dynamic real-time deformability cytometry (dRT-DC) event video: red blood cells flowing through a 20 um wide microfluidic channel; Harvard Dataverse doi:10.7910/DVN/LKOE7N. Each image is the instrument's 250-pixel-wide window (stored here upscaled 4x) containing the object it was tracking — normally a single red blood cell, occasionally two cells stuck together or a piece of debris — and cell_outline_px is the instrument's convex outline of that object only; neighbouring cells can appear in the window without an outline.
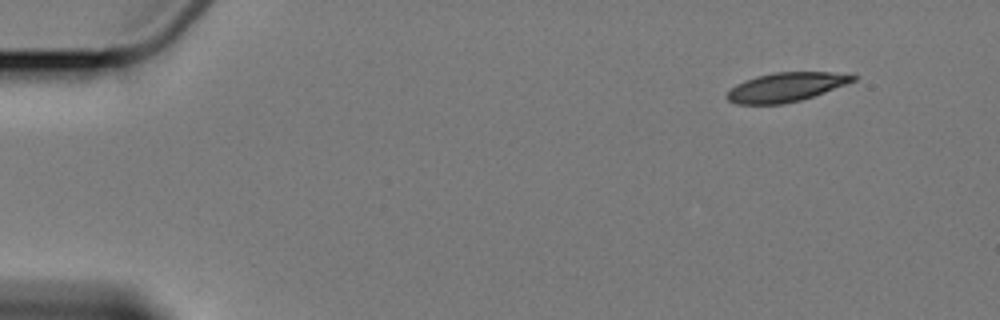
{"species": "Egyptian fruit bat (a non-hibernating species)", "species_latin": "Rousettus aegyptiacus", "temperature_condition": "cold", "stored_images_in_passage": 9, "camera_frame_rate_fps": 3000, "um_per_image_px": 0.085, "animal": {"sex": "female"}, "frame": {"image": 1, "passage_image": 1, "time_ms": 0.0, "image_size_px": [1000, 320], "cell_outline_px": [[860, 76], [856, 80], [824, 92], [800, 100], [784, 104], [736, 104], [728, 100], [724, 96], [736, 84], [744, 80], [756, 76], [776, 72], [832, 72]], "centroid_in_image_um": [66.78, 7.4], "position_along_channel_um": 18.2, "area_um2": 21.27}}
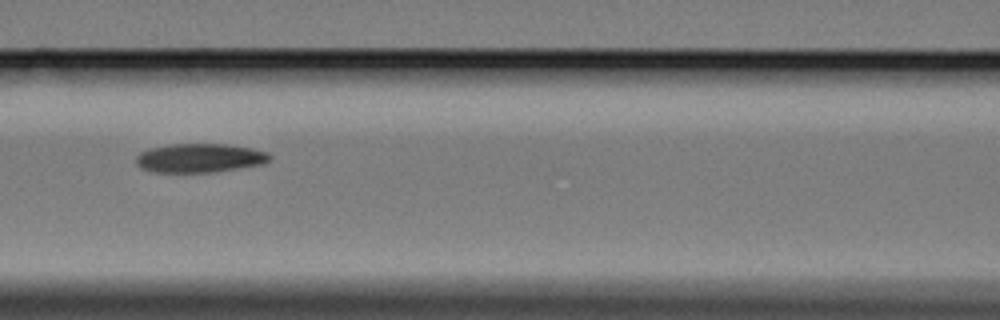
{"frame": {"image": 2, "passage_image": 6, "time_ms": 7.0, "image_size_px": [1000, 320], "cell_outline_px": [[272, 156], [264, 164], [216, 172], [152, 172], [140, 168], [136, 164], [136, 156], [140, 152], [148, 148], [168, 144], [224, 144], [252, 148], [268, 152]], "centroid_in_image_um": [16.95, 13.43], "position_along_channel_um": 149.6, "area_um2": 22.77}}
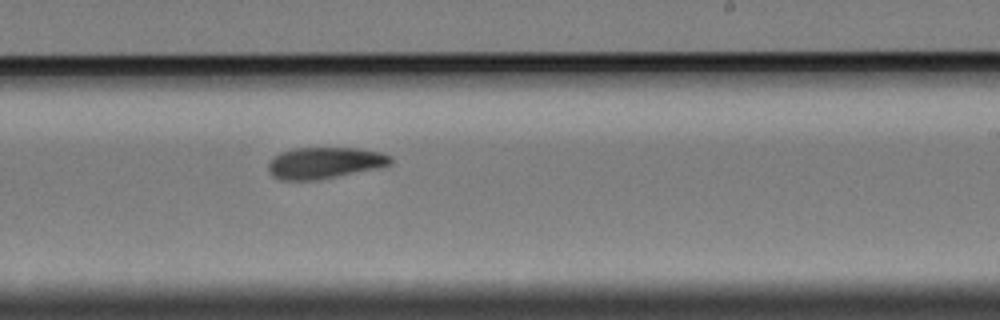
{"frame": {"image": 3, "passage_image": 9, "time_ms": 10.333, "image_size_px": [1000, 320], "cell_outline_px": [[392, 164], [376, 168], [320, 180], [280, 180], [272, 176], [268, 172], [268, 160], [272, 156], [280, 152], [292, 148], [356, 148], [380, 152], [392, 156]], "centroid_in_image_um": [27.53, 13.84], "position_along_channel_um": 261.5, "area_um2": 22.66}}